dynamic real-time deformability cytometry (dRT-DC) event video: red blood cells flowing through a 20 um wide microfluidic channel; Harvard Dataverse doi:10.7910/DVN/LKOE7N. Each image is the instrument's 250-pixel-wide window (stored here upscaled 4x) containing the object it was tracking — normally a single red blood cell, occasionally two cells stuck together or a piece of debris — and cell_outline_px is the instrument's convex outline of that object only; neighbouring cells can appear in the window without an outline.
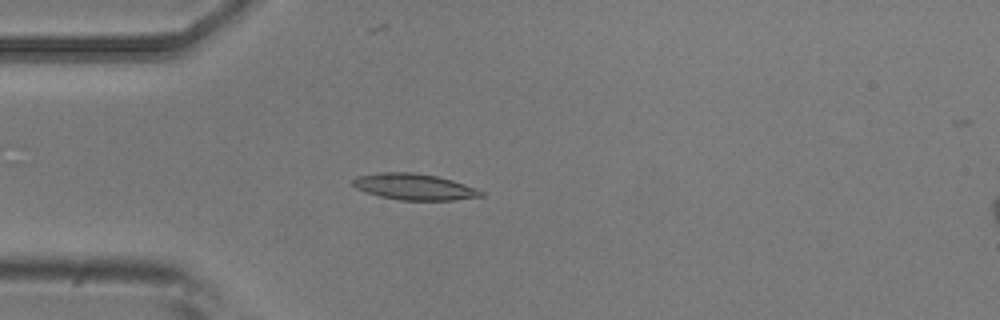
{"species": "common noctule bat (a hibernating species)", "species_latin": "Nyctalus noctula", "temperature_condition": "room temperature", "stored_images_in_passage": 5, "camera_frame_rate_fps": 3000, "um_per_image_px": 0.085, "animal": {"sex": "male", "body_mass_g": 20.5, "forearm_length_mm": 52.5}, "frame": {"image": 1, "passage_image": 4, "time_ms": 1.0, "image_size_px": [1000, 320], "cell_outline_px": [[484, 196], [452, 200], [400, 200], [380, 196], [356, 188], [352, 184], [352, 180], [356, 176], [380, 172], [412, 172], [436, 176], [452, 180], [476, 188], [484, 192]], "centroid_in_image_um": [35.21, 15.87], "position_along_channel_um": 49.8, "area_um2": 19.48}}